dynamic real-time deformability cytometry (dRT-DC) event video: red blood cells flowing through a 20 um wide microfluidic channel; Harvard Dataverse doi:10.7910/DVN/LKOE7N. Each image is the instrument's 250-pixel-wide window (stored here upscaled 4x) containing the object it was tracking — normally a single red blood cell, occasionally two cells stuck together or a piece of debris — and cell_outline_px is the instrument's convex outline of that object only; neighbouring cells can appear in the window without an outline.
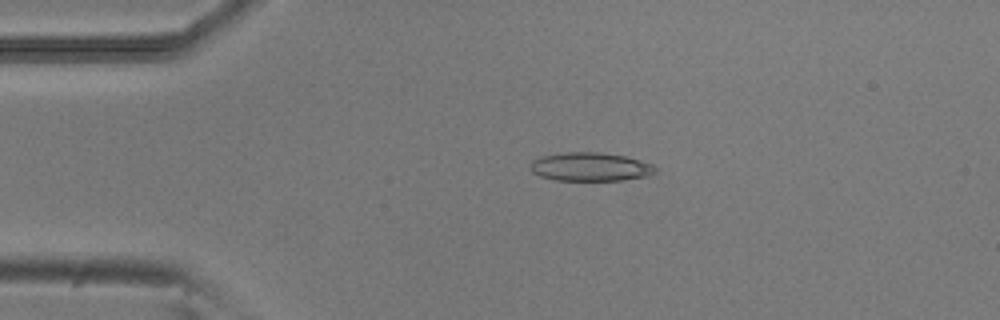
{"species": "common noctule bat (a hibernating species)", "species_latin": "Nyctalus noctula", "temperature_condition": "room temperature", "stored_images_in_passage": 5, "camera_frame_rate_fps": 3000, "um_per_image_px": 0.085, "animal": {"sex": "male", "body_mass_g": 20.5, "forearm_length_mm": 52.5}, "frame": {"image": 1, "passage_image": 4, "time_ms": 1.0, "image_size_px": [1000, 320], "cell_outline_px": [[656, 172], [648, 176], [624, 180], [556, 180], [540, 176], [532, 172], [528, 164], [532, 160], [544, 156], [568, 152], [596, 152], [628, 156], [652, 164], [656, 168]], "centroid_in_image_um": [50.19, 14.18], "position_along_channel_um": 34.8, "area_um2": 20.87}}
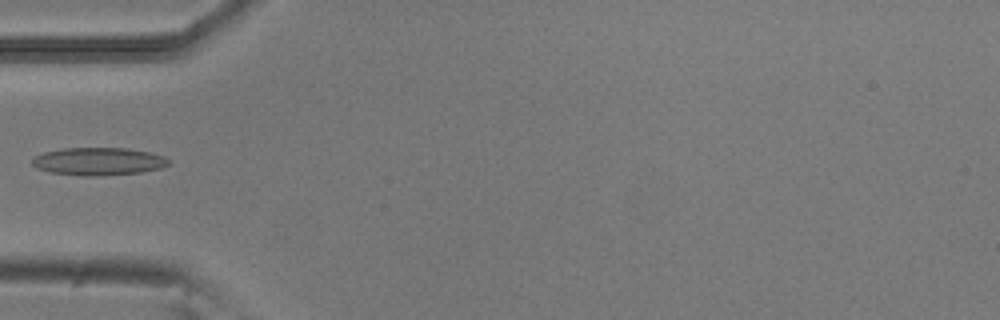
{"frame": {"image": 2, "passage_image": 5, "time_ms": 1.333, "image_size_px": [1000, 320], "cell_outline_px": [[172, 160], [168, 164], [160, 168], [140, 172], [92, 176], [84, 176], [52, 172], [36, 168], [32, 164], [32, 160], [36, 156], [44, 152], [64, 148], [124, 148], [148, 152], [164, 156]], "centroid_in_image_um": [8.37, 13.71], "position_along_channel_um": 76.6, "area_um2": 21.79}}